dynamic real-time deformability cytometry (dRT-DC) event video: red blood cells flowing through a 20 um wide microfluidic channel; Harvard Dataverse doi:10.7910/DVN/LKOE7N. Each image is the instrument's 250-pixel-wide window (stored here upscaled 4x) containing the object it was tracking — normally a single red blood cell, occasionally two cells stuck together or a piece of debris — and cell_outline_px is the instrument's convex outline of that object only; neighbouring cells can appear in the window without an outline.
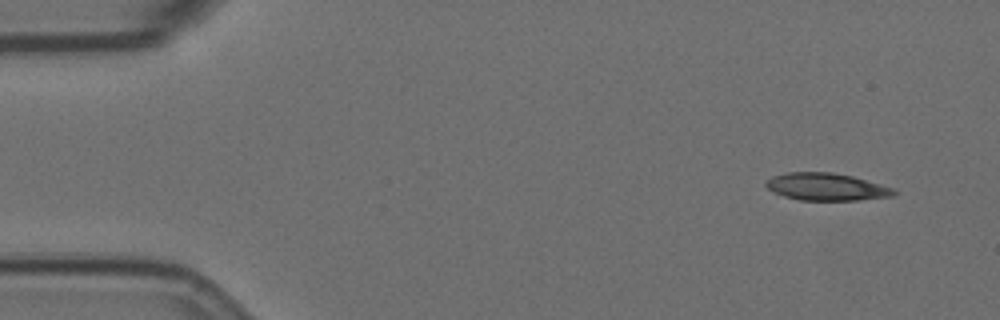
{"species": "Egyptian fruit bat (a non-hibernating species)", "species_latin": "Rousettus aegyptiacus", "temperature_condition": "room temperature", "stored_images_in_passage": 9, "camera_frame_rate_fps": 3000, "um_per_image_px": 0.085, "animal": {"sex": "female"}, "frame": {"image": 1, "passage_image": 1, "time_ms": 0.0, "image_size_px": [1000, 320], "cell_outline_px": [[896, 196], [860, 200], [800, 200], [784, 196], [768, 188], [764, 184], [772, 176], [788, 172], [832, 172], [852, 176], [880, 184], [892, 188], [896, 192]], "centroid_in_image_um": [70.26, 15.88], "position_along_channel_um": 14.7, "area_um2": 20.29}}
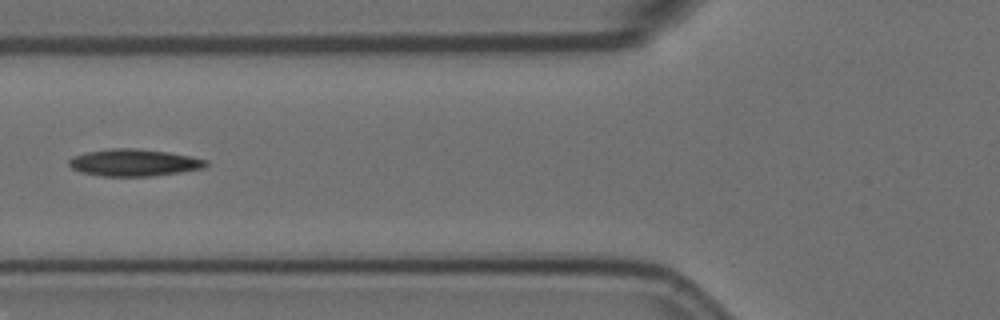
{"frame": {"image": 2, "passage_image": 5, "time_ms": 5.667, "image_size_px": [1000, 320], "cell_outline_px": [[208, 164], [204, 168], [180, 172], [152, 176], [100, 176], [80, 172], [72, 168], [68, 164], [68, 160], [72, 156], [88, 152], [108, 148], [136, 148], [168, 152], [208, 160]], "centroid_in_image_um": [11.36, 13.82], "position_along_channel_um": 114.4, "area_um2": 21.62}}